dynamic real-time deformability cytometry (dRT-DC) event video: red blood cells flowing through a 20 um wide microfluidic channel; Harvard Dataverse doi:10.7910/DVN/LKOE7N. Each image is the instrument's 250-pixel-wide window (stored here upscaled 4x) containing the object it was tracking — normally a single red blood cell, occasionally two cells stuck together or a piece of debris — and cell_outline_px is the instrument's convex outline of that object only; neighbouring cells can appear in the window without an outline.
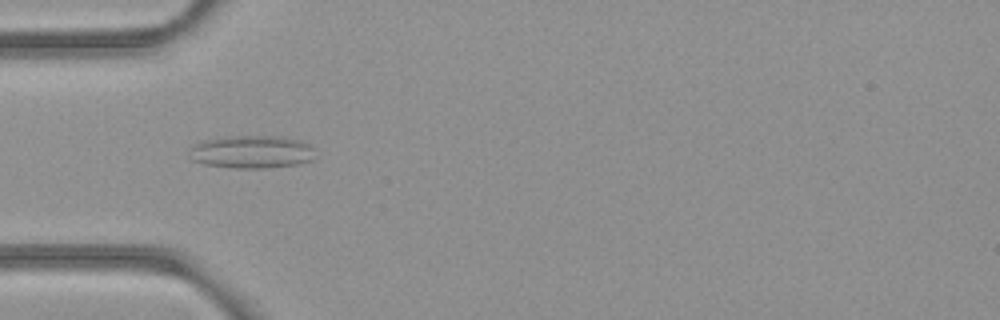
{"species": "common noctule bat (a hibernating species)", "species_latin": "Nyctalus noctula", "temperature_condition": "room temperature", "stored_images_in_passage": 7, "camera_frame_rate_fps": 3000, "um_per_image_px": 0.085, "animal": {"sex": "female", "body_mass_g": 21.9}, "frame": {"image": 1, "passage_image": 4, "time_ms": 1.0, "image_size_px": [1000, 320], "cell_outline_px": [[316, 148], [312, 160], [300, 164], [264, 168], [232, 168], [204, 164], [192, 160], [188, 148], [204, 140], [228, 136], [280, 136], [300, 140], [312, 144]], "centroid_in_image_um": [21.44, 12.91], "position_along_channel_um": 63.6, "area_um2": 24.45}}
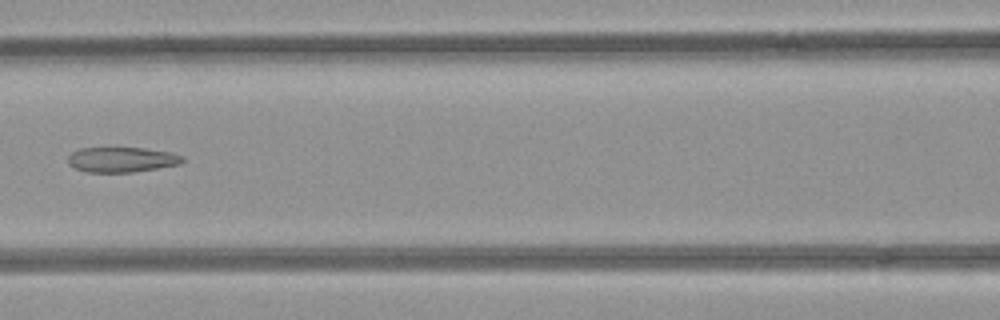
{"frame": {"image": 2, "passage_image": 6, "time_ms": 1.667, "image_size_px": [1000, 320], "cell_outline_px": [[184, 160], [180, 164], [132, 172], [84, 172], [68, 164], [68, 156], [72, 152], [80, 148], [144, 148], [172, 152], [184, 156]], "centroid_in_image_um": [10.35, 13.56], "position_along_channel_um": 156.3, "area_um2": 16.76}}
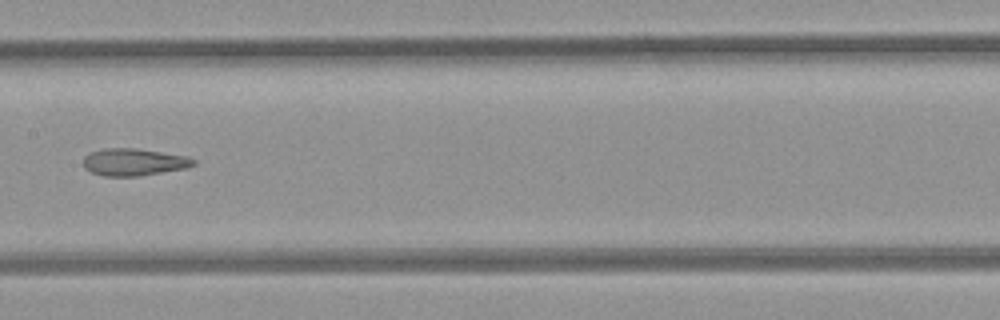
{"frame": {"image": 3, "passage_image": 7, "time_ms": 2.0, "image_size_px": [1000, 320], "cell_outline_px": [[196, 164], [188, 168], [140, 176], [104, 176], [92, 172], [84, 168], [84, 156], [88, 152], [104, 148], [136, 148], [188, 156], [196, 160]], "centroid_in_image_um": [11.4, 13.77], "position_along_channel_um": 196.0, "area_um2": 17.69}}